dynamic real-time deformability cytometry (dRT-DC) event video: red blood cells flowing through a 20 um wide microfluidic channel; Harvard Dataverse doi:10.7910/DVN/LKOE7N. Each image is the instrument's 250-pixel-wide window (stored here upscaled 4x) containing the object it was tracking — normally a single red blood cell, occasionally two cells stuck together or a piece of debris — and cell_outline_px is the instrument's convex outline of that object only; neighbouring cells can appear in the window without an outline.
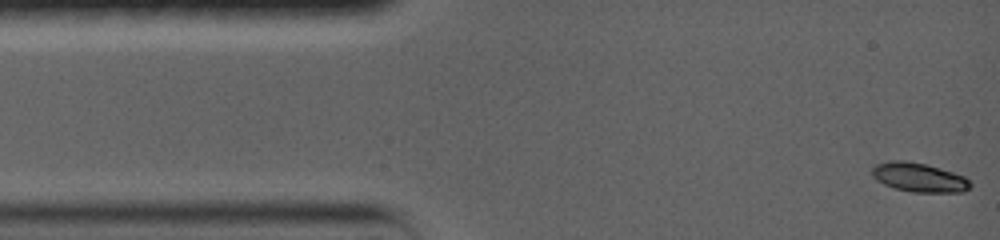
{"species": "common noctule bat (a hibernating species)", "species_latin": "Nyctalus noctula", "temperature_condition": "warm", "stored_images_in_passage": 26, "camera_frame_rate_fps": 5000, "um_per_image_px": 0.085, "animal": {"sex": "female", "body_mass_g": 19.0, "forearm_length_mm": 56.7}, "frame": {"image": 1, "passage_image": 1, "time_ms": 0.0, "image_size_px": [1000, 240], "cell_outline_px": [[972, 184], [964, 192], [912, 192], [896, 188], [884, 184], [876, 180], [872, 176], [872, 168], [876, 164], [892, 160], [904, 160], [924, 164], [940, 168], [964, 176]], "centroid_in_image_um": [78.1, 15.08], "position_along_channel_um": 6.9, "area_um2": 16.53}}
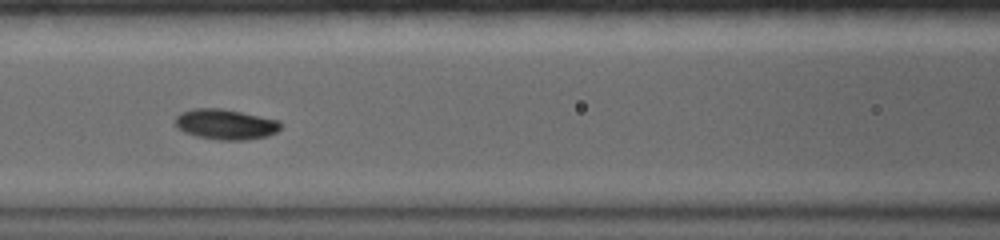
{"frame": {"image": 2, "passage_image": 15, "time_ms": 5.8, "image_size_px": [1000, 240], "cell_outline_px": [[280, 128], [276, 132], [268, 136], [244, 140], [220, 140], [196, 136], [184, 132], [176, 128], [176, 116], [180, 112], [192, 108], [220, 108], [280, 120]], "centroid_in_image_um": [19.15, 10.56], "position_along_channel_um": 147.5, "area_um2": 18.67}}
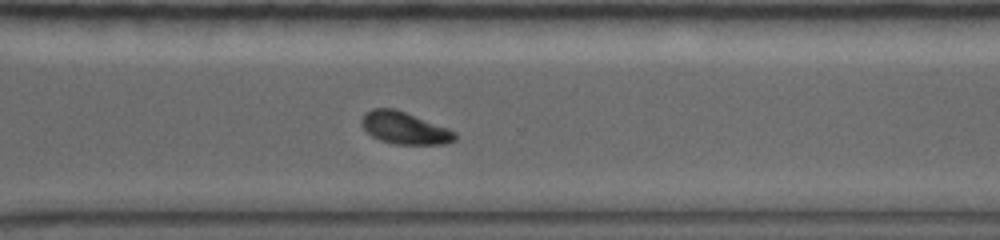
{"frame": {"image": 3, "passage_image": 26, "time_ms": 10.8, "image_size_px": [1000, 240], "cell_outline_px": [[456, 140], [448, 144], [396, 144], [380, 140], [372, 136], [364, 128], [360, 120], [364, 112], [372, 108], [392, 108], [404, 112], [448, 128], [456, 132]], "centroid_in_image_um": [34.38, 10.88], "position_along_channel_um": 336.2, "area_um2": 17.4}}